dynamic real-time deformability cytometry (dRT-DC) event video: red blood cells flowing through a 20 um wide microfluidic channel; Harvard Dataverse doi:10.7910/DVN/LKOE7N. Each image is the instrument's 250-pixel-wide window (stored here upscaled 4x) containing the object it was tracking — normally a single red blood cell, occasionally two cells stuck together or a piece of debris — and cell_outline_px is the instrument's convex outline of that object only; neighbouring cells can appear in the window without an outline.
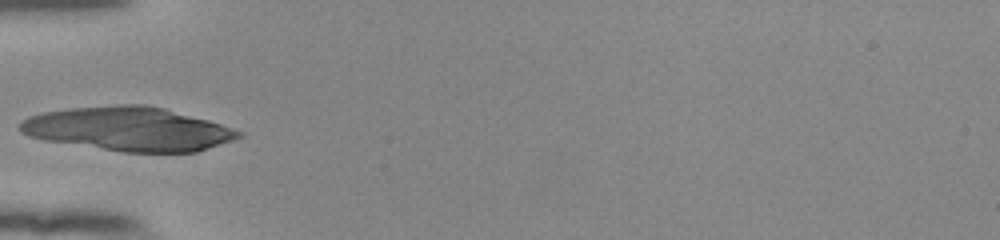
{"species": "human", "species_latin": "Homo sapiens", "temperature_condition": "room temperature", "stored_images_in_passage": 35, "camera_frame_rate_fps": 3000, "um_per_image_px": 0.085, "donor": {"sex": "female"}, "frame": {"image": 1, "passage_image": 1, "time_ms": 0.0, "image_size_px": [1000, 240], "cell_outline_px": [[244, 136], [196, 152], [124, 152], [44, 140], [28, 136], [20, 132], [20, 124], [28, 116], [44, 112], [68, 108], [116, 104], [144, 104], [164, 108], [208, 120], [244, 132]], "centroid_in_image_um": [10.92, 10.95], "position_along_channel_um": 74.1, "area_um2": 55.78}}
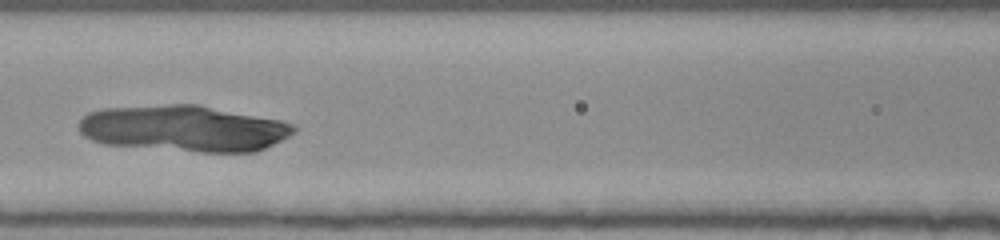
{"frame": {"image": 2, "passage_image": 7, "time_ms": 2.0, "image_size_px": [1000, 240], "cell_outline_px": [[296, 132], [256, 152], [200, 152], [104, 144], [92, 140], [84, 136], [80, 132], [76, 124], [88, 112], [104, 108], [172, 104], [200, 104], [284, 120], [296, 124]], "centroid_in_image_um": [15.65, 10.9], "position_along_channel_um": 150.9, "area_um2": 58.44}}
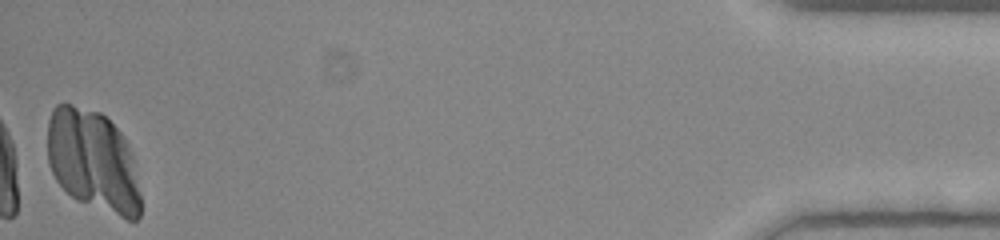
{"frame": {"image": 3, "passage_image": 35, "time_ms": 11.333, "image_size_px": [1000, 240], "cell_outline_px": [[140, 216], [136, 220], [128, 220], [76, 200], [56, 180], [48, 164], [48, 120], [52, 108], [56, 104], [72, 104], [100, 112], [124, 136], [132, 152], [140, 192]], "centroid_in_image_um": [7.9, 13.66], "position_along_channel_um": 427.3, "area_um2": 55.31}}